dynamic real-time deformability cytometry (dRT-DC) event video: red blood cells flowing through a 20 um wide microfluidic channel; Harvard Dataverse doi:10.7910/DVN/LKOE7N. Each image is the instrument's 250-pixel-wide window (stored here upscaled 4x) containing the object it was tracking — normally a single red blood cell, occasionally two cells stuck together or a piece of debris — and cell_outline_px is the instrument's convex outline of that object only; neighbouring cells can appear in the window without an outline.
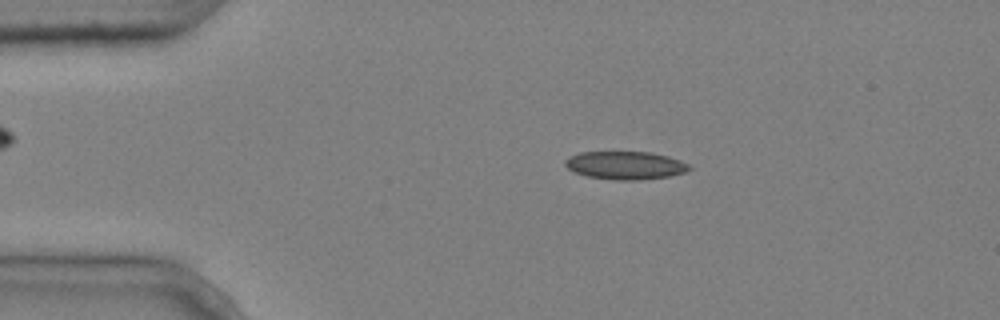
{"species": "common noctule bat (a hibernating species)", "species_latin": "Nyctalus noctula", "temperature_condition": "cold", "stored_images_in_passage": 8, "camera_frame_rate_fps": 3000, "um_per_image_px": 0.085, "animal": {"sex": "male", "body_mass_g": 20.4}, "frame": {"image": 1, "passage_image": 3, "time_ms": 0.667, "image_size_px": [1000, 320], "cell_outline_px": [[692, 168], [684, 172], [668, 176], [640, 180], [616, 180], [588, 176], [576, 172], [568, 168], [564, 164], [564, 160], [568, 156], [580, 152], [652, 152], [668, 156], [680, 160], [688, 164]], "centroid_in_image_um": [53.14, 14.04], "position_along_channel_um": 31.9, "area_um2": 20.23}}
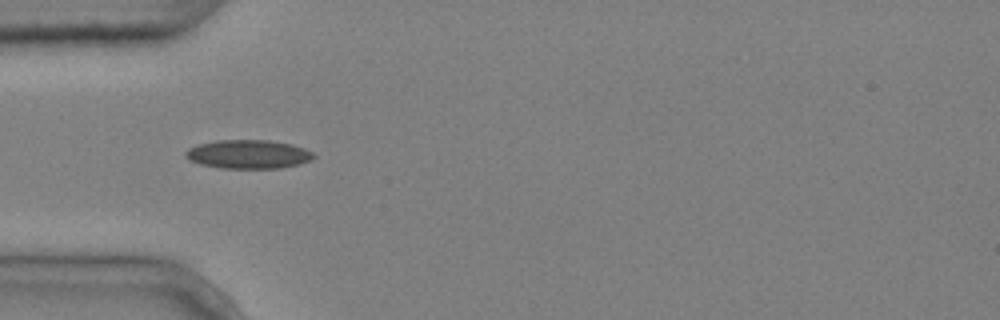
{"frame": {"image": 2, "passage_image": 4, "time_ms": 1.0, "image_size_px": [1000, 320], "cell_outline_px": [[316, 156], [312, 160], [300, 164], [280, 168], [220, 168], [200, 164], [184, 156], [184, 152], [188, 148], [200, 144], [216, 140], [268, 140], [292, 144], [304, 148], [312, 152]], "centroid_in_image_um": [21.13, 13.11], "position_along_channel_um": 63.9, "area_um2": 21.5}}
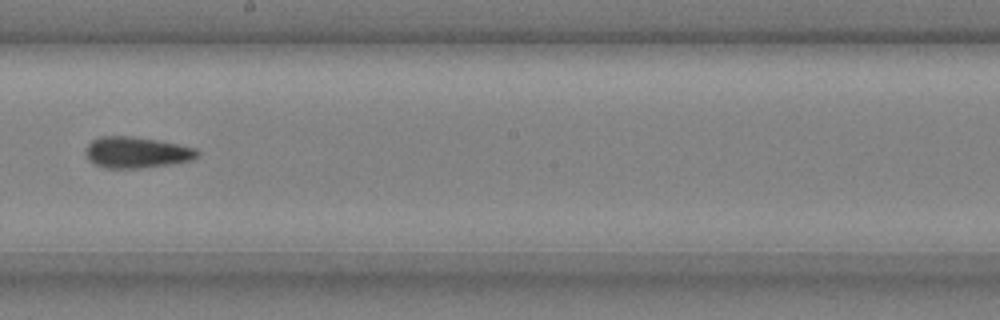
{"frame": {"image": 3, "passage_image": 8, "time_ms": 2.333, "image_size_px": [1000, 320], "cell_outline_px": [[200, 156], [192, 160], [168, 164], [140, 168], [104, 168], [88, 160], [88, 144], [92, 140], [100, 136], [132, 136], [156, 140], [196, 148], [200, 152]], "centroid_in_image_um": [11.64, 12.95], "position_along_channel_um": 236.6, "area_um2": 20.06}}